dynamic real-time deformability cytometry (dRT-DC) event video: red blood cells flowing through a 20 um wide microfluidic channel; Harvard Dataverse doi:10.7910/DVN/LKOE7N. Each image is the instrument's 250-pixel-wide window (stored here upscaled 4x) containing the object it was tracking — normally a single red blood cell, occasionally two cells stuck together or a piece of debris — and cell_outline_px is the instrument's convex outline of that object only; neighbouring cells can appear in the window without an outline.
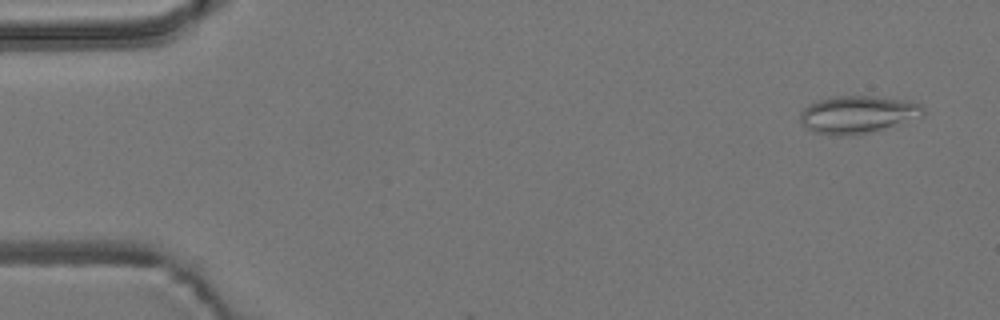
{"species": "common noctule bat (a hibernating species)", "species_latin": "Nyctalus noctula", "temperature_condition": "room temperature", "stored_images_in_passage": 55, "camera_frame_rate_fps": 3000, "um_per_image_px": 0.085, "animal": {"sex": "male", "body_mass_g": 19.2, "forearm_length_mm": 51.8}, "frame": {"image": 1, "passage_image": 3, "time_ms": 0.667, "image_size_px": [1000, 320], "cell_outline_px": [[924, 116], [880, 128], [864, 132], [840, 136], [836, 136], [816, 132], [808, 128], [800, 120], [800, 112], [808, 104], [820, 100], [836, 96], [872, 96], [908, 100], [920, 104], [924, 108]], "centroid_in_image_um": [72.89, 9.7], "position_along_channel_um": 12.1, "area_um2": 26.24}}
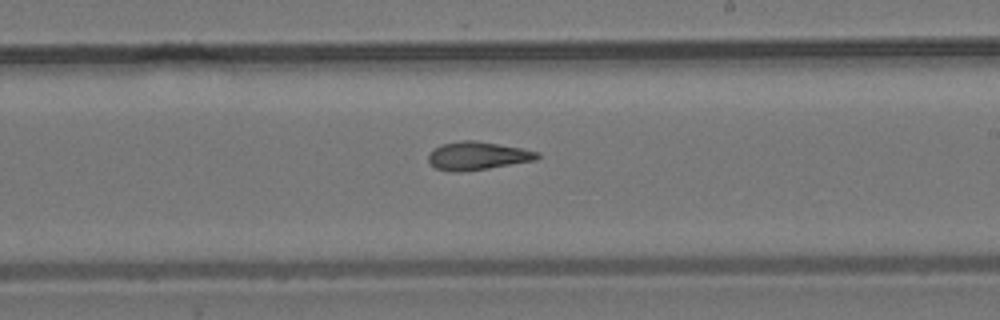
{"frame": {"image": 2, "passage_image": 32, "time_ms": 10.333, "image_size_px": [1000, 320], "cell_outline_px": [[540, 156], [536, 160], [488, 168], [460, 172], [452, 172], [436, 168], [428, 160], [428, 156], [432, 148], [440, 144], [460, 140], [476, 140], [520, 148], [540, 152]], "centroid_in_image_um": [40.56, 13.23], "position_along_channel_um": 248.4, "area_um2": 17.92}}
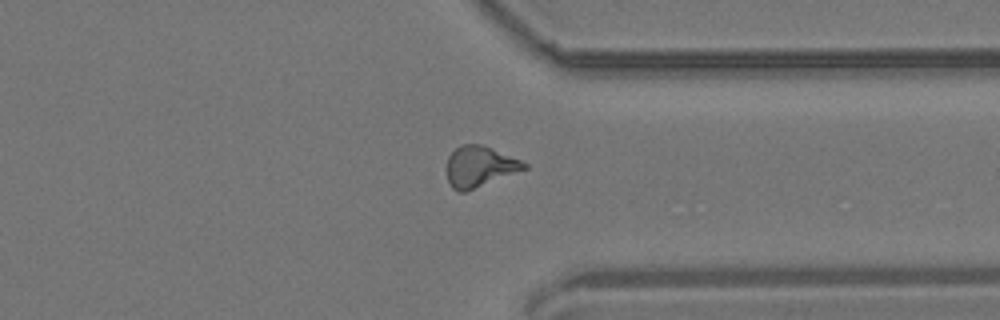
{"frame": {"image": 3, "passage_image": 42, "time_ms": 13.667, "image_size_px": [1000, 320], "cell_outline_px": [[528, 168], [464, 192], [460, 192], [452, 188], [448, 180], [448, 156], [460, 144], [480, 144], [492, 148], [520, 160], [528, 164]], "centroid_in_image_um": [40.77, 14.14], "position_along_channel_um": 370.6, "area_um2": 18.09}, "authors_computed_cell_mechanics": {"area_um2": 18.0336, "velocity_mm_per_s": 3.7358, "shape_relaxation_time_tau1_ms": null, "shape_relaxation_time_tau2_ms": 4.8686, "deformation_change_tau1": null, "deformation_change_tau2": 0.1592}}